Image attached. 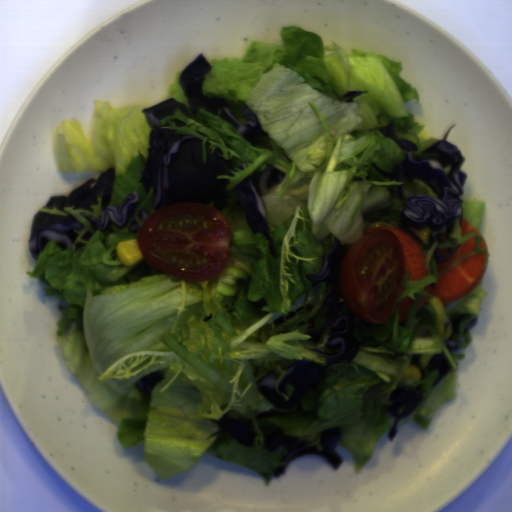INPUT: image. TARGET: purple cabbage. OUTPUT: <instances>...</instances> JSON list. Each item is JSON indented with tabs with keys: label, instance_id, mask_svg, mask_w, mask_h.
<instances>
[{
	"label": "purple cabbage",
	"instance_id": "purple-cabbage-17",
	"mask_svg": "<svg viewBox=\"0 0 512 512\" xmlns=\"http://www.w3.org/2000/svg\"><path fill=\"white\" fill-rule=\"evenodd\" d=\"M150 216L151 215H150L149 211H146V210L139 211L137 214V217L141 220L142 224Z\"/></svg>",
	"mask_w": 512,
	"mask_h": 512
},
{
	"label": "purple cabbage",
	"instance_id": "purple-cabbage-10",
	"mask_svg": "<svg viewBox=\"0 0 512 512\" xmlns=\"http://www.w3.org/2000/svg\"><path fill=\"white\" fill-rule=\"evenodd\" d=\"M426 369L428 374L433 373L434 371L439 372L436 381L432 385V387H435L451 372L452 365L445 354L432 353L427 363Z\"/></svg>",
	"mask_w": 512,
	"mask_h": 512
},
{
	"label": "purple cabbage",
	"instance_id": "purple-cabbage-14",
	"mask_svg": "<svg viewBox=\"0 0 512 512\" xmlns=\"http://www.w3.org/2000/svg\"><path fill=\"white\" fill-rule=\"evenodd\" d=\"M420 357H421V355H419V354H412V358H411L409 365H415L417 367V369L420 372L419 378L423 381V379L425 377V373L420 366Z\"/></svg>",
	"mask_w": 512,
	"mask_h": 512
},
{
	"label": "purple cabbage",
	"instance_id": "purple-cabbage-13",
	"mask_svg": "<svg viewBox=\"0 0 512 512\" xmlns=\"http://www.w3.org/2000/svg\"><path fill=\"white\" fill-rule=\"evenodd\" d=\"M459 247H451V248H448V253L446 256H440V253H439V250L440 248L437 246L435 247V251H434V254H435V258L437 260V262L440 264V263H443L444 261H446L447 259H449L453 254L454 252L458 249Z\"/></svg>",
	"mask_w": 512,
	"mask_h": 512
},
{
	"label": "purple cabbage",
	"instance_id": "purple-cabbage-7",
	"mask_svg": "<svg viewBox=\"0 0 512 512\" xmlns=\"http://www.w3.org/2000/svg\"><path fill=\"white\" fill-rule=\"evenodd\" d=\"M84 227V223L73 214L51 215L40 210L31 221L27 242L29 252L34 260H38L49 242H54L63 252L71 250L77 238L75 231Z\"/></svg>",
	"mask_w": 512,
	"mask_h": 512
},
{
	"label": "purple cabbage",
	"instance_id": "purple-cabbage-18",
	"mask_svg": "<svg viewBox=\"0 0 512 512\" xmlns=\"http://www.w3.org/2000/svg\"><path fill=\"white\" fill-rule=\"evenodd\" d=\"M396 187V191H397V196H398V199L399 201H403L404 200V191H403V185H395Z\"/></svg>",
	"mask_w": 512,
	"mask_h": 512
},
{
	"label": "purple cabbage",
	"instance_id": "purple-cabbage-16",
	"mask_svg": "<svg viewBox=\"0 0 512 512\" xmlns=\"http://www.w3.org/2000/svg\"><path fill=\"white\" fill-rule=\"evenodd\" d=\"M478 323V318H473L464 328L462 334L464 335L468 330L472 329L473 327H475Z\"/></svg>",
	"mask_w": 512,
	"mask_h": 512
},
{
	"label": "purple cabbage",
	"instance_id": "purple-cabbage-12",
	"mask_svg": "<svg viewBox=\"0 0 512 512\" xmlns=\"http://www.w3.org/2000/svg\"><path fill=\"white\" fill-rule=\"evenodd\" d=\"M470 314H460L452 319L451 325H452V331L448 338L445 340V345L449 352H457L461 348V344L459 342H456L454 340V337L456 334L460 332L459 327L462 324L463 321L470 319Z\"/></svg>",
	"mask_w": 512,
	"mask_h": 512
},
{
	"label": "purple cabbage",
	"instance_id": "purple-cabbage-20",
	"mask_svg": "<svg viewBox=\"0 0 512 512\" xmlns=\"http://www.w3.org/2000/svg\"><path fill=\"white\" fill-rule=\"evenodd\" d=\"M92 236L93 232L85 231L79 238L84 242H88L89 240H91Z\"/></svg>",
	"mask_w": 512,
	"mask_h": 512
},
{
	"label": "purple cabbage",
	"instance_id": "purple-cabbage-11",
	"mask_svg": "<svg viewBox=\"0 0 512 512\" xmlns=\"http://www.w3.org/2000/svg\"><path fill=\"white\" fill-rule=\"evenodd\" d=\"M165 378L166 377L161 372L155 371L140 377L136 381L135 386L144 396H149L152 393L153 387L157 383L162 382Z\"/></svg>",
	"mask_w": 512,
	"mask_h": 512
},
{
	"label": "purple cabbage",
	"instance_id": "purple-cabbage-8",
	"mask_svg": "<svg viewBox=\"0 0 512 512\" xmlns=\"http://www.w3.org/2000/svg\"><path fill=\"white\" fill-rule=\"evenodd\" d=\"M425 395L421 394V384L418 386H401L390 393L391 405L389 413L395 420L389 430L388 438L393 440L397 433L399 421L406 418L423 400Z\"/></svg>",
	"mask_w": 512,
	"mask_h": 512
},
{
	"label": "purple cabbage",
	"instance_id": "purple-cabbage-5",
	"mask_svg": "<svg viewBox=\"0 0 512 512\" xmlns=\"http://www.w3.org/2000/svg\"><path fill=\"white\" fill-rule=\"evenodd\" d=\"M285 180V173L279 167L267 166L257 173L242 178L230 193L239 199L243 215L252 233H263L268 242V252L272 257L279 256L269 229L263 198Z\"/></svg>",
	"mask_w": 512,
	"mask_h": 512
},
{
	"label": "purple cabbage",
	"instance_id": "purple-cabbage-2",
	"mask_svg": "<svg viewBox=\"0 0 512 512\" xmlns=\"http://www.w3.org/2000/svg\"><path fill=\"white\" fill-rule=\"evenodd\" d=\"M387 138L392 139L404 152L401 163L386 173L376 163L371 166L386 179L411 182L419 179L430 187L437 197L427 194L409 195L400 219L402 231L415 238L422 249L431 248L435 242L441 243L443 233L450 238L454 221L461 224L463 219V196L467 175L461 171L464 156L457 147L448 141H439L424 150L423 153H435L437 157L414 160L413 153L418 146L407 139L397 140L395 120L380 129ZM430 227V243L425 245L419 237L410 231L411 227L423 229ZM446 239V240H447Z\"/></svg>",
	"mask_w": 512,
	"mask_h": 512
},
{
	"label": "purple cabbage",
	"instance_id": "purple-cabbage-19",
	"mask_svg": "<svg viewBox=\"0 0 512 512\" xmlns=\"http://www.w3.org/2000/svg\"><path fill=\"white\" fill-rule=\"evenodd\" d=\"M140 228H141V226H139L138 221L133 220L129 226V232L130 233L139 232Z\"/></svg>",
	"mask_w": 512,
	"mask_h": 512
},
{
	"label": "purple cabbage",
	"instance_id": "purple-cabbage-3",
	"mask_svg": "<svg viewBox=\"0 0 512 512\" xmlns=\"http://www.w3.org/2000/svg\"><path fill=\"white\" fill-rule=\"evenodd\" d=\"M352 246L341 244L335 237L330 252L324 257L321 272L305 277L313 281L311 284L313 288L321 283L331 286L323 302L325 323L320 329L304 333L311 336V342L319 344L324 332L329 329L326 347L330 352L311 349L325 357V366L302 360L287 367L278 383V389L286 394V385L293 384L294 390L288 400H285L275 388L278 376L274 371H268L256 381V387L260 394L280 409L294 406L307 392L317 389L330 365L340 361L351 362L360 351L359 337H354L357 327L356 315L347 308L339 292V273L342 261Z\"/></svg>",
	"mask_w": 512,
	"mask_h": 512
},
{
	"label": "purple cabbage",
	"instance_id": "purple-cabbage-6",
	"mask_svg": "<svg viewBox=\"0 0 512 512\" xmlns=\"http://www.w3.org/2000/svg\"><path fill=\"white\" fill-rule=\"evenodd\" d=\"M260 432L263 436L265 450L274 451L278 447L286 449L281 463L272 470L273 476L277 479L284 474L288 465L298 456L313 454L323 457L335 469H338L343 461L342 457L334 450L343 434L340 427L321 432L319 436L321 449L317 446H307L308 442L295 436H287L281 428L261 427Z\"/></svg>",
	"mask_w": 512,
	"mask_h": 512
},
{
	"label": "purple cabbage",
	"instance_id": "purple-cabbage-9",
	"mask_svg": "<svg viewBox=\"0 0 512 512\" xmlns=\"http://www.w3.org/2000/svg\"><path fill=\"white\" fill-rule=\"evenodd\" d=\"M252 419L233 418L230 415H222L215 425L219 433L229 437L243 447H253L257 433L252 431Z\"/></svg>",
	"mask_w": 512,
	"mask_h": 512
},
{
	"label": "purple cabbage",
	"instance_id": "purple-cabbage-4",
	"mask_svg": "<svg viewBox=\"0 0 512 512\" xmlns=\"http://www.w3.org/2000/svg\"><path fill=\"white\" fill-rule=\"evenodd\" d=\"M115 178L116 167H109L97 178H89L75 188L67 197H50L46 208L55 206L56 210L63 211L64 207L74 206L76 210L88 211L91 206H98L97 199L102 194L100 220L87 214L84 216L86 222L93 230L100 232L109 225L122 230L138 211L140 197L138 193L132 192L126 195L118 207L111 205Z\"/></svg>",
	"mask_w": 512,
	"mask_h": 512
},
{
	"label": "purple cabbage",
	"instance_id": "purple-cabbage-15",
	"mask_svg": "<svg viewBox=\"0 0 512 512\" xmlns=\"http://www.w3.org/2000/svg\"><path fill=\"white\" fill-rule=\"evenodd\" d=\"M367 91H359V90H353V91H348L347 93H345L344 95L341 96V100L343 102H352V100L358 96V95H361L363 93H365Z\"/></svg>",
	"mask_w": 512,
	"mask_h": 512
},
{
	"label": "purple cabbage",
	"instance_id": "purple-cabbage-1",
	"mask_svg": "<svg viewBox=\"0 0 512 512\" xmlns=\"http://www.w3.org/2000/svg\"><path fill=\"white\" fill-rule=\"evenodd\" d=\"M211 69L201 53L181 73L179 84L188 100V108L171 97L142 111L151 130L145 166L138 181L147 192L152 190L155 211L176 204H200L219 212L225 208L230 182L217 177L233 176V160L221 158L220 148L211 153L210 143H207L203 163L202 139L160 128V123L173 111L178 109L188 119L200 111H208L224 120L252 147H257L266 134L257 115L245 104L241 108L245 122L239 123L225 98L204 96L203 83Z\"/></svg>",
	"mask_w": 512,
	"mask_h": 512
}]
</instances>
